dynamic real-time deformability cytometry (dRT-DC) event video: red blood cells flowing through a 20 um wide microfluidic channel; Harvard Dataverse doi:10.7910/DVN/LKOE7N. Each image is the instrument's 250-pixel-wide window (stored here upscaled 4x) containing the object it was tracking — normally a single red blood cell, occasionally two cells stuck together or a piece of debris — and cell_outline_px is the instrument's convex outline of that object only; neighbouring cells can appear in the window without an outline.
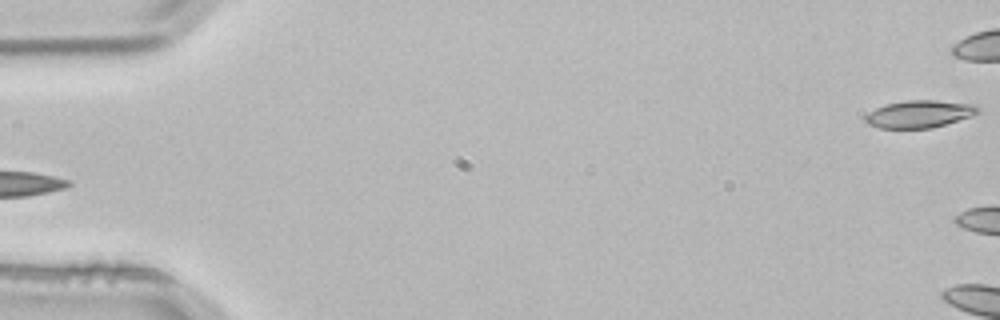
{"species": "common noctule bat (a hibernating species)", "species_latin": "Nyctalus noctula", "temperature_condition": "room temperature", "stored_images_in_passage": 3, "segment_of_instrument_passage": [2, 2], "camera_frame_rate_fps": 3000, "um_per_image_px": 0.085, "animal": {"sex": "male", "body_mass_g": 21.5, "forearm_length_mm": 52.0}, "frame": {"image": 1, "passage_image": 3, "time_ms": 0.667, "image_size_px": [1000, 320], "cell_outline_px": [[980, 112], [932, 128], [880, 128], [868, 124], [864, 120], [864, 116], [868, 112], [876, 108], [888, 104], [908, 100], [936, 100], [976, 104], [980, 108]], "centroid_in_image_um": [78.13, 9.68], "position_along_channel_um": 6.9, "area_um2": 17.8}}